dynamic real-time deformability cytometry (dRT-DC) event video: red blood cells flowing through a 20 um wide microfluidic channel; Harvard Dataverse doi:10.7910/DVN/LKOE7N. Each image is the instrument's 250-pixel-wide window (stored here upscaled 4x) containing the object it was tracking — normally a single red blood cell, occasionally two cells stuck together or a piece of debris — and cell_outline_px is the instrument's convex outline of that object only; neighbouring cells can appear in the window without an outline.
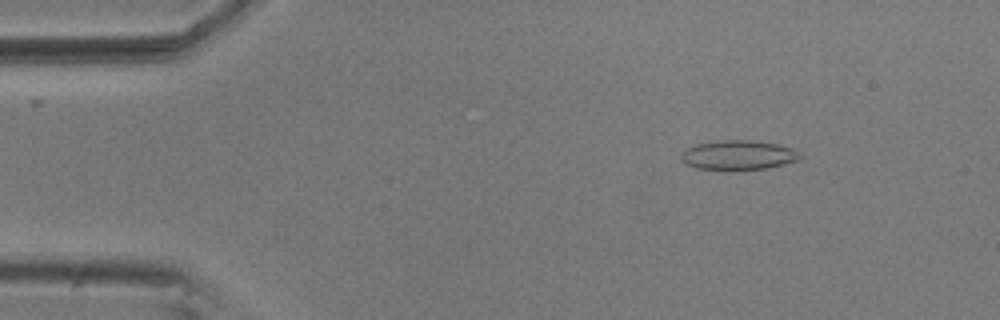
{"species": "common noctule bat (a hibernating species)", "species_latin": "Nyctalus noctula", "temperature_condition": "room temperature", "stored_images_in_passage": 49, "camera_frame_rate_fps": 3000, "um_per_image_px": 0.085, "animal": {"sex": "male", "body_mass_g": 20.5, "forearm_length_mm": 52.5}, "frame": {"image": 1, "passage_image": 2, "time_ms": 0.333, "image_size_px": [1000, 320], "cell_outline_px": [[804, 156], [800, 160], [768, 168], [696, 168], [680, 160], [680, 156], [688, 148], [696, 144], [724, 140], [752, 140], [776, 144], [792, 148], [800, 152]], "centroid_in_image_um": [62.83, 13.16], "position_along_channel_um": 22.2, "area_um2": 19.94}}
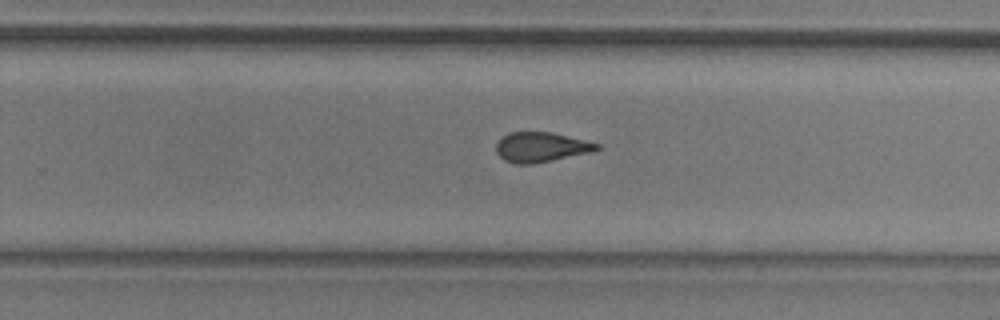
{"frame": {"image": 2, "passage_image": 29, "time_ms": 9.333, "image_size_px": [1000, 320], "cell_outline_px": [[600, 148], [592, 152], [532, 164], [516, 164], [504, 160], [496, 152], [496, 144], [508, 132], [552, 132], [600, 144]], "centroid_in_image_um": [45.98, 12.51], "position_along_channel_um": 283.8, "area_um2": 17.4}}
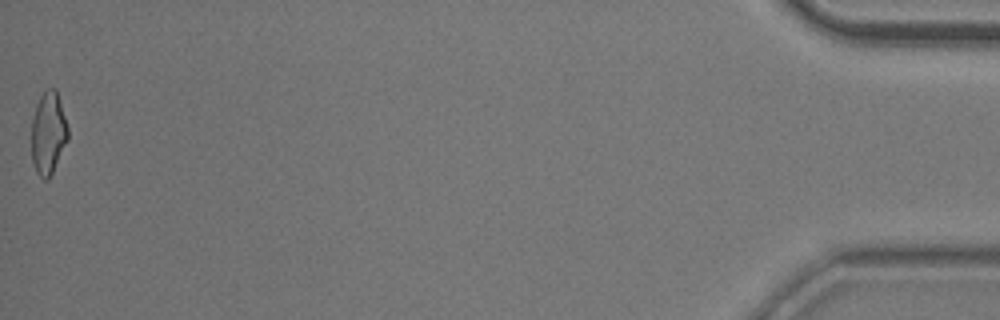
{"frame": {"image": 3, "passage_image": 49, "time_ms": 16.0, "image_size_px": [1000, 320], "cell_outline_px": [[68, 140], [48, 180], [44, 180], [36, 172], [32, 160], [32, 120], [36, 104], [40, 96], [48, 88], [56, 88], [68, 128]], "centroid_in_image_um": [4.1, 11.31], "position_along_channel_um": 431.1, "area_um2": 17.4}, "authors_computed_cell_mechanics": {"area_um2": 18.1492, "velocity_mm_per_s": 3.7117, "shape_relaxation_time_tau1_ms": 8.718, "shape_relaxation_time_tau2_ms": 1.9624, "deformation_change_tau1": 0.185, "deformation_change_tau2": 0.1045}}